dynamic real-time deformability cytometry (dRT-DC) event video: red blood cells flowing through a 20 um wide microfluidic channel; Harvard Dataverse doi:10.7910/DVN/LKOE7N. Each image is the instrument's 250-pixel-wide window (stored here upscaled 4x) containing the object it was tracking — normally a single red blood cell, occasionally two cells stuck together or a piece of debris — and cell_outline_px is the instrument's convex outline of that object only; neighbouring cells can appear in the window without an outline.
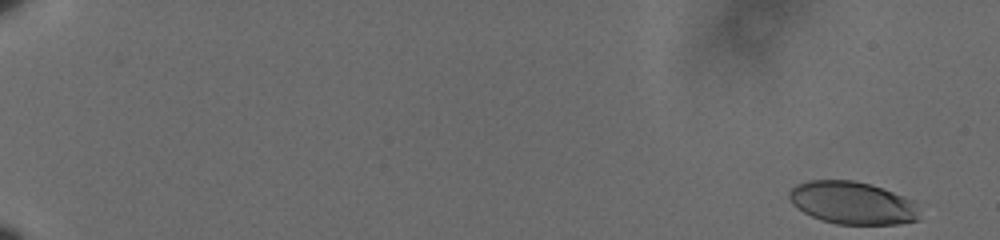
{"species": "human", "species_latin": "Homo sapiens", "temperature_condition": "cold", "stored_images_in_passage": 59, "camera_frame_rate_fps": 3000, "um_per_image_px": 0.085, "donor": {"sex": "male"}, "frame": {"image": 1, "passage_image": 1, "time_ms": 0.0, "image_size_px": [1000, 240], "cell_outline_px": [[920, 220], [900, 224], [836, 224], [820, 220], [796, 208], [792, 204], [788, 196], [788, 192], [796, 184], [808, 180], [852, 180], [872, 184], [904, 196], [912, 200], [916, 208]], "centroid_in_image_um": [72.43, 17.24], "position_along_channel_um": 12.6, "area_um2": 32.54}}
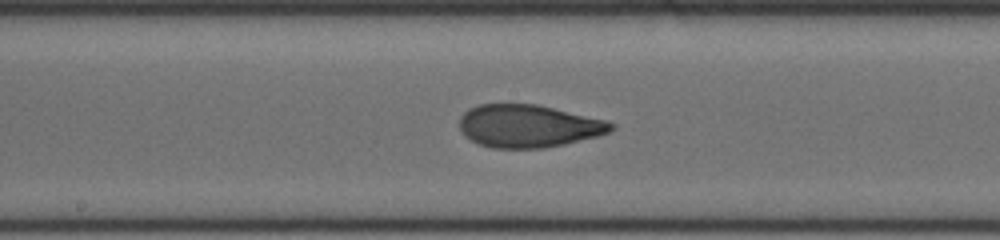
{"frame": {"image": 2, "passage_image": 34, "time_ms": 11.0, "image_size_px": [1000, 240], "cell_outline_px": [[616, 128], [608, 132], [596, 136], [564, 144], [544, 148], [492, 148], [480, 144], [464, 136], [460, 128], [460, 116], [468, 108], [480, 104], [536, 104], [608, 120], [616, 124]], "centroid_in_image_um": [44.92, 10.71], "position_along_channel_um": 203.3, "area_um2": 37.8}}
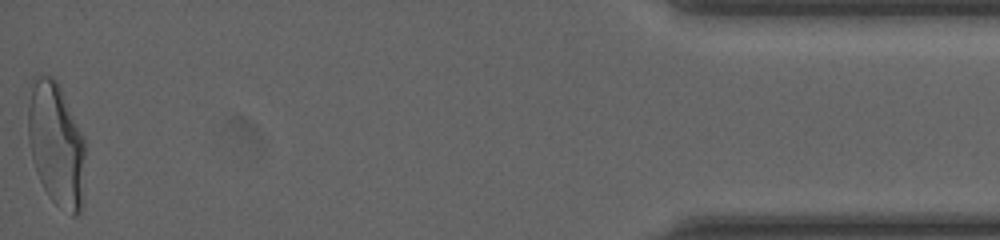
{"frame": {"image": 3, "passage_image": 59, "time_ms": 19.333, "image_size_px": [1000, 240], "cell_outline_px": [[84, 200], [80, 212], [76, 216], [72, 216], [56, 204], [48, 196], [36, 172], [32, 160], [28, 140], [28, 108], [32, 76], [52, 76], [56, 80], [84, 136]], "centroid_in_image_um": [4.78, 12.3], "position_along_channel_um": 430.4, "area_um2": 41.56}, "authors_computed_cell_mechanics": {"area_um2": 37.57, "velocity_mm_per_s": 3.5952, "shape_relaxation_time_tau1_ms": 4.8792, "shape_relaxation_time_tau2_ms": 1.2591, "deformation_change_tau1": 0.1761, "deformation_change_tau2": 0.0733}}